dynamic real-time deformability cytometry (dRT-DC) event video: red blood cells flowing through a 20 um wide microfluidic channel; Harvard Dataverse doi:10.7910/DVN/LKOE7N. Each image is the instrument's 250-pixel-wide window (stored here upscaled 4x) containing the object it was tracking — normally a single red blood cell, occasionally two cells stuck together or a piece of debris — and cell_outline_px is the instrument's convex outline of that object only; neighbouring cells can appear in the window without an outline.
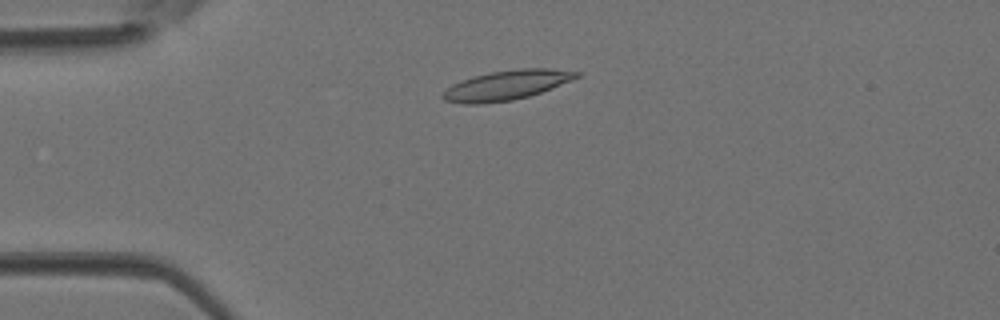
{"species": "Egyptian fruit bat (a non-hibernating species)", "species_latin": "Rousettus aegyptiacus", "temperature_condition": "room temperature", "stored_images_in_passage": 12, "camera_frame_rate_fps": 3000, "um_per_image_px": 0.085, "animal": {"sex": "female"}, "frame": {"image": 1, "passage_image": 8, "time_ms": 2.333, "image_size_px": [1000, 320], "cell_outline_px": [[580, 76], [572, 80], [540, 92], [528, 96], [512, 100], [480, 104], [460, 104], [444, 100], [440, 96], [452, 84], [476, 76], [492, 72], [520, 68], [548, 68], [580, 72]], "centroid_in_image_um": [43.05, 7.25], "position_along_channel_um": 42.0, "area_um2": 22.77}}